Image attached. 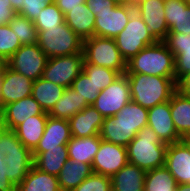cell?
Segmentation results:
<instances>
[{
  "label": "cell",
  "mask_w": 190,
  "mask_h": 191,
  "mask_svg": "<svg viewBox=\"0 0 190 191\" xmlns=\"http://www.w3.org/2000/svg\"><path fill=\"white\" fill-rule=\"evenodd\" d=\"M131 100L147 109L170 100L178 89L175 78L126 74Z\"/></svg>",
  "instance_id": "cell-1"
},
{
  "label": "cell",
  "mask_w": 190,
  "mask_h": 191,
  "mask_svg": "<svg viewBox=\"0 0 190 191\" xmlns=\"http://www.w3.org/2000/svg\"><path fill=\"white\" fill-rule=\"evenodd\" d=\"M125 73L175 78V56L163 41H157L129 60Z\"/></svg>",
  "instance_id": "cell-2"
},
{
  "label": "cell",
  "mask_w": 190,
  "mask_h": 191,
  "mask_svg": "<svg viewBox=\"0 0 190 191\" xmlns=\"http://www.w3.org/2000/svg\"><path fill=\"white\" fill-rule=\"evenodd\" d=\"M167 146L152 128L144 126L126 147L128 161L145 171L164 166Z\"/></svg>",
  "instance_id": "cell-3"
},
{
  "label": "cell",
  "mask_w": 190,
  "mask_h": 191,
  "mask_svg": "<svg viewBox=\"0 0 190 191\" xmlns=\"http://www.w3.org/2000/svg\"><path fill=\"white\" fill-rule=\"evenodd\" d=\"M37 44L47 58L83 53V40L66 22L57 28H44L39 31Z\"/></svg>",
  "instance_id": "cell-4"
},
{
  "label": "cell",
  "mask_w": 190,
  "mask_h": 191,
  "mask_svg": "<svg viewBox=\"0 0 190 191\" xmlns=\"http://www.w3.org/2000/svg\"><path fill=\"white\" fill-rule=\"evenodd\" d=\"M84 64L109 68L124 74L127 63L121 56L114 38L93 36L83 40Z\"/></svg>",
  "instance_id": "cell-5"
},
{
  "label": "cell",
  "mask_w": 190,
  "mask_h": 191,
  "mask_svg": "<svg viewBox=\"0 0 190 191\" xmlns=\"http://www.w3.org/2000/svg\"><path fill=\"white\" fill-rule=\"evenodd\" d=\"M114 40L126 63L143 48L157 42L136 11L131 14L126 27L114 38Z\"/></svg>",
  "instance_id": "cell-6"
},
{
  "label": "cell",
  "mask_w": 190,
  "mask_h": 191,
  "mask_svg": "<svg viewBox=\"0 0 190 191\" xmlns=\"http://www.w3.org/2000/svg\"><path fill=\"white\" fill-rule=\"evenodd\" d=\"M83 64V53L48 58L42 78L65 88L71 87L83 71Z\"/></svg>",
  "instance_id": "cell-7"
},
{
  "label": "cell",
  "mask_w": 190,
  "mask_h": 191,
  "mask_svg": "<svg viewBox=\"0 0 190 191\" xmlns=\"http://www.w3.org/2000/svg\"><path fill=\"white\" fill-rule=\"evenodd\" d=\"M46 54L37 43L22 45L8 60L7 65L12 70L24 75L32 81L43 76L47 62Z\"/></svg>",
  "instance_id": "cell-8"
},
{
  "label": "cell",
  "mask_w": 190,
  "mask_h": 191,
  "mask_svg": "<svg viewBox=\"0 0 190 191\" xmlns=\"http://www.w3.org/2000/svg\"><path fill=\"white\" fill-rule=\"evenodd\" d=\"M131 101L126 73L121 74L109 87L99 93L92 104L105 117H111Z\"/></svg>",
  "instance_id": "cell-9"
},
{
  "label": "cell",
  "mask_w": 190,
  "mask_h": 191,
  "mask_svg": "<svg viewBox=\"0 0 190 191\" xmlns=\"http://www.w3.org/2000/svg\"><path fill=\"white\" fill-rule=\"evenodd\" d=\"M128 162L126 147L101 139L91 167L93 173L111 178Z\"/></svg>",
  "instance_id": "cell-10"
},
{
  "label": "cell",
  "mask_w": 190,
  "mask_h": 191,
  "mask_svg": "<svg viewBox=\"0 0 190 191\" xmlns=\"http://www.w3.org/2000/svg\"><path fill=\"white\" fill-rule=\"evenodd\" d=\"M135 6L117 4L112 11L95 15V36L115 38L123 31L130 20Z\"/></svg>",
  "instance_id": "cell-11"
},
{
  "label": "cell",
  "mask_w": 190,
  "mask_h": 191,
  "mask_svg": "<svg viewBox=\"0 0 190 191\" xmlns=\"http://www.w3.org/2000/svg\"><path fill=\"white\" fill-rule=\"evenodd\" d=\"M164 166L177 184H190V142L183 139L168 144Z\"/></svg>",
  "instance_id": "cell-12"
},
{
  "label": "cell",
  "mask_w": 190,
  "mask_h": 191,
  "mask_svg": "<svg viewBox=\"0 0 190 191\" xmlns=\"http://www.w3.org/2000/svg\"><path fill=\"white\" fill-rule=\"evenodd\" d=\"M164 3L165 0H140L134 5L135 11L141 16L157 41H163L169 33Z\"/></svg>",
  "instance_id": "cell-13"
},
{
  "label": "cell",
  "mask_w": 190,
  "mask_h": 191,
  "mask_svg": "<svg viewBox=\"0 0 190 191\" xmlns=\"http://www.w3.org/2000/svg\"><path fill=\"white\" fill-rule=\"evenodd\" d=\"M48 114L44 112L40 104L32 97H25L16 102L7 104L0 109V126L9 130H14L29 117Z\"/></svg>",
  "instance_id": "cell-14"
},
{
  "label": "cell",
  "mask_w": 190,
  "mask_h": 191,
  "mask_svg": "<svg viewBox=\"0 0 190 191\" xmlns=\"http://www.w3.org/2000/svg\"><path fill=\"white\" fill-rule=\"evenodd\" d=\"M33 82L7 66L0 81V109L31 96Z\"/></svg>",
  "instance_id": "cell-15"
},
{
  "label": "cell",
  "mask_w": 190,
  "mask_h": 191,
  "mask_svg": "<svg viewBox=\"0 0 190 191\" xmlns=\"http://www.w3.org/2000/svg\"><path fill=\"white\" fill-rule=\"evenodd\" d=\"M148 126L164 143L172 144L183 140L171 117L170 100L148 109Z\"/></svg>",
  "instance_id": "cell-16"
},
{
  "label": "cell",
  "mask_w": 190,
  "mask_h": 191,
  "mask_svg": "<svg viewBox=\"0 0 190 191\" xmlns=\"http://www.w3.org/2000/svg\"><path fill=\"white\" fill-rule=\"evenodd\" d=\"M72 138L68 120L48 116L44 133L36 148L32 151L33 160L42 152L56 148L58 145H67Z\"/></svg>",
  "instance_id": "cell-17"
},
{
  "label": "cell",
  "mask_w": 190,
  "mask_h": 191,
  "mask_svg": "<svg viewBox=\"0 0 190 191\" xmlns=\"http://www.w3.org/2000/svg\"><path fill=\"white\" fill-rule=\"evenodd\" d=\"M103 120L101 113L93 105H88L68 121L72 136L82 138L99 135Z\"/></svg>",
  "instance_id": "cell-18"
},
{
  "label": "cell",
  "mask_w": 190,
  "mask_h": 191,
  "mask_svg": "<svg viewBox=\"0 0 190 191\" xmlns=\"http://www.w3.org/2000/svg\"><path fill=\"white\" fill-rule=\"evenodd\" d=\"M164 10L168 34L190 35V5L185 0H165Z\"/></svg>",
  "instance_id": "cell-19"
},
{
  "label": "cell",
  "mask_w": 190,
  "mask_h": 191,
  "mask_svg": "<svg viewBox=\"0 0 190 191\" xmlns=\"http://www.w3.org/2000/svg\"><path fill=\"white\" fill-rule=\"evenodd\" d=\"M7 177L17 187L33 166L32 152L27 148L12 149L5 155Z\"/></svg>",
  "instance_id": "cell-20"
},
{
  "label": "cell",
  "mask_w": 190,
  "mask_h": 191,
  "mask_svg": "<svg viewBox=\"0 0 190 191\" xmlns=\"http://www.w3.org/2000/svg\"><path fill=\"white\" fill-rule=\"evenodd\" d=\"M65 22L82 40L95 36V15L83 3L67 12Z\"/></svg>",
  "instance_id": "cell-21"
},
{
  "label": "cell",
  "mask_w": 190,
  "mask_h": 191,
  "mask_svg": "<svg viewBox=\"0 0 190 191\" xmlns=\"http://www.w3.org/2000/svg\"><path fill=\"white\" fill-rule=\"evenodd\" d=\"M146 171L127 163L111 177L112 191H144Z\"/></svg>",
  "instance_id": "cell-22"
},
{
  "label": "cell",
  "mask_w": 190,
  "mask_h": 191,
  "mask_svg": "<svg viewBox=\"0 0 190 191\" xmlns=\"http://www.w3.org/2000/svg\"><path fill=\"white\" fill-rule=\"evenodd\" d=\"M170 112L177 133L186 139L190 135V96L177 89L170 98Z\"/></svg>",
  "instance_id": "cell-23"
},
{
  "label": "cell",
  "mask_w": 190,
  "mask_h": 191,
  "mask_svg": "<svg viewBox=\"0 0 190 191\" xmlns=\"http://www.w3.org/2000/svg\"><path fill=\"white\" fill-rule=\"evenodd\" d=\"M48 116V114L31 116L14 129L20 142L31 152L36 148L44 133Z\"/></svg>",
  "instance_id": "cell-24"
},
{
  "label": "cell",
  "mask_w": 190,
  "mask_h": 191,
  "mask_svg": "<svg viewBox=\"0 0 190 191\" xmlns=\"http://www.w3.org/2000/svg\"><path fill=\"white\" fill-rule=\"evenodd\" d=\"M92 173L90 164L67 160L57 176L61 191H72Z\"/></svg>",
  "instance_id": "cell-25"
},
{
  "label": "cell",
  "mask_w": 190,
  "mask_h": 191,
  "mask_svg": "<svg viewBox=\"0 0 190 191\" xmlns=\"http://www.w3.org/2000/svg\"><path fill=\"white\" fill-rule=\"evenodd\" d=\"M99 135L89 137H73L67 143L69 160L92 164L95 154L100 148Z\"/></svg>",
  "instance_id": "cell-26"
},
{
  "label": "cell",
  "mask_w": 190,
  "mask_h": 191,
  "mask_svg": "<svg viewBox=\"0 0 190 191\" xmlns=\"http://www.w3.org/2000/svg\"><path fill=\"white\" fill-rule=\"evenodd\" d=\"M65 89L41 77L33 82L31 96L40 104L44 112L49 113Z\"/></svg>",
  "instance_id": "cell-27"
},
{
  "label": "cell",
  "mask_w": 190,
  "mask_h": 191,
  "mask_svg": "<svg viewBox=\"0 0 190 191\" xmlns=\"http://www.w3.org/2000/svg\"><path fill=\"white\" fill-rule=\"evenodd\" d=\"M16 191H61V189L57 176L40 171L33 165L16 187Z\"/></svg>",
  "instance_id": "cell-28"
},
{
  "label": "cell",
  "mask_w": 190,
  "mask_h": 191,
  "mask_svg": "<svg viewBox=\"0 0 190 191\" xmlns=\"http://www.w3.org/2000/svg\"><path fill=\"white\" fill-rule=\"evenodd\" d=\"M89 104L86 100L77 95V92L71 87L65 89L61 98L55 103L49 116L69 120L76 113L81 112Z\"/></svg>",
  "instance_id": "cell-29"
},
{
  "label": "cell",
  "mask_w": 190,
  "mask_h": 191,
  "mask_svg": "<svg viewBox=\"0 0 190 191\" xmlns=\"http://www.w3.org/2000/svg\"><path fill=\"white\" fill-rule=\"evenodd\" d=\"M67 160H69L67 145H58L40 153L33 160V165L40 171L58 176Z\"/></svg>",
  "instance_id": "cell-30"
},
{
  "label": "cell",
  "mask_w": 190,
  "mask_h": 191,
  "mask_svg": "<svg viewBox=\"0 0 190 191\" xmlns=\"http://www.w3.org/2000/svg\"><path fill=\"white\" fill-rule=\"evenodd\" d=\"M136 135L137 132L130 126L117 124L114 116L104 118L99 133L101 139L124 147H127Z\"/></svg>",
  "instance_id": "cell-31"
},
{
  "label": "cell",
  "mask_w": 190,
  "mask_h": 191,
  "mask_svg": "<svg viewBox=\"0 0 190 191\" xmlns=\"http://www.w3.org/2000/svg\"><path fill=\"white\" fill-rule=\"evenodd\" d=\"M114 117L117 124H125L130 126L137 133L148 125V109L133 102L132 100L126 104Z\"/></svg>",
  "instance_id": "cell-32"
},
{
  "label": "cell",
  "mask_w": 190,
  "mask_h": 191,
  "mask_svg": "<svg viewBox=\"0 0 190 191\" xmlns=\"http://www.w3.org/2000/svg\"><path fill=\"white\" fill-rule=\"evenodd\" d=\"M175 178L165 166L146 171L144 191H175Z\"/></svg>",
  "instance_id": "cell-33"
},
{
  "label": "cell",
  "mask_w": 190,
  "mask_h": 191,
  "mask_svg": "<svg viewBox=\"0 0 190 191\" xmlns=\"http://www.w3.org/2000/svg\"><path fill=\"white\" fill-rule=\"evenodd\" d=\"M8 24L11 30L18 37L21 45L34 44L38 42V31L32 20L16 13Z\"/></svg>",
  "instance_id": "cell-34"
},
{
  "label": "cell",
  "mask_w": 190,
  "mask_h": 191,
  "mask_svg": "<svg viewBox=\"0 0 190 191\" xmlns=\"http://www.w3.org/2000/svg\"><path fill=\"white\" fill-rule=\"evenodd\" d=\"M83 72L100 92L109 87L121 75L118 71L93 64H83Z\"/></svg>",
  "instance_id": "cell-35"
},
{
  "label": "cell",
  "mask_w": 190,
  "mask_h": 191,
  "mask_svg": "<svg viewBox=\"0 0 190 191\" xmlns=\"http://www.w3.org/2000/svg\"><path fill=\"white\" fill-rule=\"evenodd\" d=\"M37 31L44 28L59 27L65 22L64 13L57 7L56 3L48 5L40 12L39 16L33 21Z\"/></svg>",
  "instance_id": "cell-36"
},
{
  "label": "cell",
  "mask_w": 190,
  "mask_h": 191,
  "mask_svg": "<svg viewBox=\"0 0 190 191\" xmlns=\"http://www.w3.org/2000/svg\"><path fill=\"white\" fill-rule=\"evenodd\" d=\"M71 88L77 92L82 100H86L89 105H92L100 91L96 89L95 84L82 71L73 81Z\"/></svg>",
  "instance_id": "cell-37"
},
{
  "label": "cell",
  "mask_w": 190,
  "mask_h": 191,
  "mask_svg": "<svg viewBox=\"0 0 190 191\" xmlns=\"http://www.w3.org/2000/svg\"><path fill=\"white\" fill-rule=\"evenodd\" d=\"M21 46L9 24L0 25V56L8 60Z\"/></svg>",
  "instance_id": "cell-38"
},
{
  "label": "cell",
  "mask_w": 190,
  "mask_h": 191,
  "mask_svg": "<svg viewBox=\"0 0 190 191\" xmlns=\"http://www.w3.org/2000/svg\"><path fill=\"white\" fill-rule=\"evenodd\" d=\"M72 191H112L111 178L92 173Z\"/></svg>",
  "instance_id": "cell-39"
},
{
  "label": "cell",
  "mask_w": 190,
  "mask_h": 191,
  "mask_svg": "<svg viewBox=\"0 0 190 191\" xmlns=\"http://www.w3.org/2000/svg\"><path fill=\"white\" fill-rule=\"evenodd\" d=\"M55 0H25L24 5L17 12L24 17L34 21L45 7L52 4Z\"/></svg>",
  "instance_id": "cell-40"
},
{
  "label": "cell",
  "mask_w": 190,
  "mask_h": 191,
  "mask_svg": "<svg viewBox=\"0 0 190 191\" xmlns=\"http://www.w3.org/2000/svg\"><path fill=\"white\" fill-rule=\"evenodd\" d=\"M190 73V46L180 47V54L175 56V79L178 83Z\"/></svg>",
  "instance_id": "cell-41"
},
{
  "label": "cell",
  "mask_w": 190,
  "mask_h": 191,
  "mask_svg": "<svg viewBox=\"0 0 190 191\" xmlns=\"http://www.w3.org/2000/svg\"><path fill=\"white\" fill-rule=\"evenodd\" d=\"M0 142L4 155H7L12 149L26 148L18 139L14 130H9L0 126Z\"/></svg>",
  "instance_id": "cell-42"
},
{
  "label": "cell",
  "mask_w": 190,
  "mask_h": 191,
  "mask_svg": "<svg viewBox=\"0 0 190 191\" xmlns=\"http://www.w3.org/2000/svg\"><path fill=\"white\" fill-rule=\"evenodd\" d=\"M163 42L174 56H176L180 54V47L190 46V35L184 33L168 34Z\"/></svg>",
  "instance_id": "cell-43"
},
{
  "label": "cell",
  "mask_w": 190,
  "mask_h": 191,
  "mask_svg": "<svg viewBox=\"0 0 190 191\" xmlns=\"http://www.w3.org/2000/svg\"><path fill=\"white\" fill-rule=\"evenodd\" d=\"M85 4L94 15L99 12L112 11L117 5L114 0H85Z\"/></svg>",
  "instance_id": "cell-44"
},
{
  "label": "cell",
  "mask_w": 190,
  "mask_h": 191,
  "mask_svg": "<svg viewBox=\"0 0 190 191\" xmlns=\"http://www.w3.org/2000/svg\"><path fill=\"white\" fill-rule=\"evenodd\" d=\"M15 14L9 0H0V25L8 24Z\"/></svg>",
  "instance_id": "cell-45"
},
{
  "label": "cell",
  "mask_w": 190,
  "mask_h": 191,
  "mask_svg": "<svg viewBox=\"0 0 190 191\" xmlns=\"http://www.w3.org/2000/svg\"><path fill=\"white\" fill-rule=\"evenodd\" d=\"M7 164H0V191H16V186L7 177Z\"/></svg>",
  "instance_id": "cell-46"
},
{
  "label": "cell",
  "mask_w": 190,
  "mask_h": 191,
  "mask_svg": "<svg viewBox=\"0 0 190 191\" xmlns=\"http://www.w3.org/2000/svg\"><path fill=\"white\" fill-rule=\"evenodd\" d=\"M54 2L65 15L75 7H78V5L85 3V0H55Z\"/></svg>",
  "instance_id": "cell-47"
},
{
  "label": "cell",
  "mask_w": 190,
  "mask_h": 191,
  "mask_svg": "<svg viewBox=\"0 0 190 191\" xmlns=\"http://www.w3.org/2000/svg\"><path fill=\"white\" fill-rule=\"evenodd\" d=\"M178 90H180L182 93L186 94L187 96H190V73L185 75L178 83Z\"/></svg>",
  "instance_id": "cell-48"
},
{
  "label": "cell",
  "mask_w": 190,
  "mask_h": 191,
  "mask_svg": "<svg viewBox=\"0 0 190 191\" xmlns=\"http://www.w3.org/2000/svg\"><path fill=\"white\" fill-rule=\"evenodd\" d=\"M9 1L11 3L13 10L17 13L21 9L22 5H24L25 0H9Z\"/></svg>",
  "instance_id": "cell-49"
},
{
  "label": "cell",
  "mask_w": 190,
  "mask_h": 191,
  "mask_svg": "<svg viewBox=\"0 0 190 191\" xmlns=\"http://www.w3.org/2000/svg\"><path fill=\"white\" fill-rule=\"evenodd\" d=\"M7 66V60L0 56V76L3 75Z\"/></svg>",
  "instance_id": "cell-50"
},
{
  "label": "cell",
  "mask_w": 190,
  "mask_h": 191,
  "mask_svg": "<svg viewBox=\"0 0 190 191\" xmlns=\"http://www.w3.org/2000/svg\"><path fill=\"white\" fill-rule=\"evenodd\" d=\"M175 191H190V184H177Z\"/></svg>",
  "instance_id": "cell-51"
},
{
  "label": "cell",
  "mask_w": 190,
  "mask_h": 191,
  "mask_svg": "<svg viewBox=\"0 0 190 191\" xmlns=\"http://www.w3.org/2000/svg\"><path fill=\"white\" fill-rule=\"evenodd\" d=\"M5 155L2 148V142H0V164H6L4 161Z\"/></svg>",
  "instance_id": "cell-52"
},
{
  "label": "cell",
  "mask_w": 190,
  "mask_h": 191,
  "mask_svg": "<svg viewBox=\"0 0 190 191\" xmlns=\"http://www.w3.org/2000/svg\"><path fill=\"white\" fill-rule=\"evenodd\" d=\"M117 4L132 6V0H114Z\"/></svg>",
  "instance_id": "cell-53"
},
{
  "label": "cell",
  "mask_w": 190,
  "mask_h": 191,
  "mask_svg": "<svg viewBox=\"0 0 190 191\" xmlns=\"http://www.w3.org/2000/svg\"><path fill=\"white\" fill-rule=\"evenodd\" d=\"M140 0H132V6H134L136 3H138Z\"/></svg>",
  "instance_id": "cell-54"
},
{
  "label": "cell",
  "mask_w": 190,
  "mask_h": 191,
  "mask_svg": "<svg viewBox=\"0 0 190 191\" xmlns=\"http://www.w3.org/2000/svg\"><path fill=\"white\" fill-rule=\"evenodd\" d=\"M188 5H190V0H185Z\"/></svg>",
  "instance_id": "cell-55"
},
{
  "label": "cell",
  "mask_w": 190,
  "mask_h": 191,
  "mask_svg": "<svg viewBox=\"0 0 190 191\" xmlns=\"http://www.w3.org/2000/svg\"><path fill=\"white\" fill-rule=\"evenodd\" d=\"M186 140L190 142V135L186 138Z\"/></svg>",
  "instance_id": "cell-56"
}]
</instances>
